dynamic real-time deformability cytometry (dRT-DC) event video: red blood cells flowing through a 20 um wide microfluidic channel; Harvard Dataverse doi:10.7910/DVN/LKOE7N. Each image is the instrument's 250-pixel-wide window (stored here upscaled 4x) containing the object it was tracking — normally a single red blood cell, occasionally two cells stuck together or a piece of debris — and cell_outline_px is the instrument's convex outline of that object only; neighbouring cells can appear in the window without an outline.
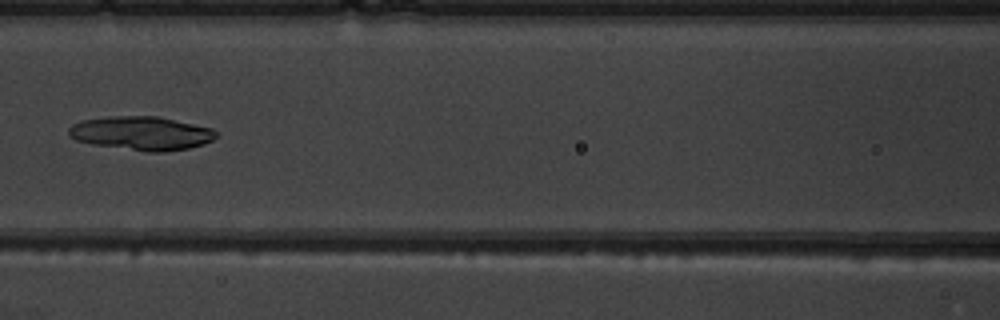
{"species": "common noctule bat (a hibernating species)", "species_latin": "Nyctalus noctula", "temperature_condition": "warm", "stored_images_in_passage": 7, "camera_frame_rate_fps": 3000, "um_per_image_px": 0.085, "animal": {"sex": "male", "body_mass_g": 19.5, "forearm_length_mm": 54.6}, "frame": {"image": 1, "passage_image": 7, "time_ms": 7.667, "image_size_px": [1000, 320], "cell_outline_px": [[220, 136], [204, 144], [188, 148], [164, 152], [148, 152], [92, 144], [76, 140], [68, 132], [68, 128], [72, 124], [80, 120], [112, 116], [156, 116], [212, 128], [220, 132]], "centroid_in_image_um": [12.06, 11.33], "position_along_channel_um": 154.5, "area_um2": 29.07}}